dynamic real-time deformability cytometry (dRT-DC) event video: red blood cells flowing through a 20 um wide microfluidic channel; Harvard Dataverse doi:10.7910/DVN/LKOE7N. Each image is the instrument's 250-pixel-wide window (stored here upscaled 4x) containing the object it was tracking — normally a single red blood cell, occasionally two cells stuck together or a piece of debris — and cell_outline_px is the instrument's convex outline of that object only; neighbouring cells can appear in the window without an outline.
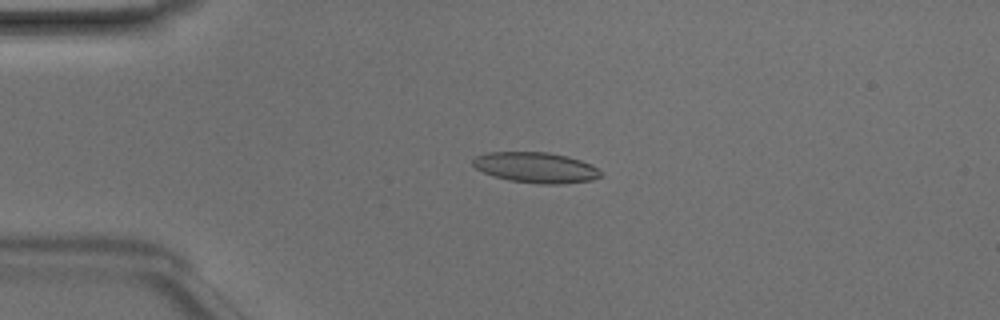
{"species": "Egyptian fruit bat (a non-hibernating species)", "species_latin": "Rousettus aegyptiacus", "temperature_condition": "room temperature", "stored_images_in_passage": 49, "camera_frame_rate_fps": 3000, "um_per_image_px": 0.085, "animal": {"sex": "male"}, "frame": {"image": 1, "passage_image": 12, "time_ms": 3.667, "image_size_px": [1000, 320], "cell_outline_px": [[600, 176], [592, 180], [560, 184], [540, 184], [508, 180], [492, 176], [476, 168], [472, 164], [472, 160], [476, 156], [488, 152], [548, 152], [568, 156], [592, 164], [600, 172]], "centroid_in_image_um": [45.53, 14.24], "position_along_channel_um": 39.5, "area_um2": 22.77}}
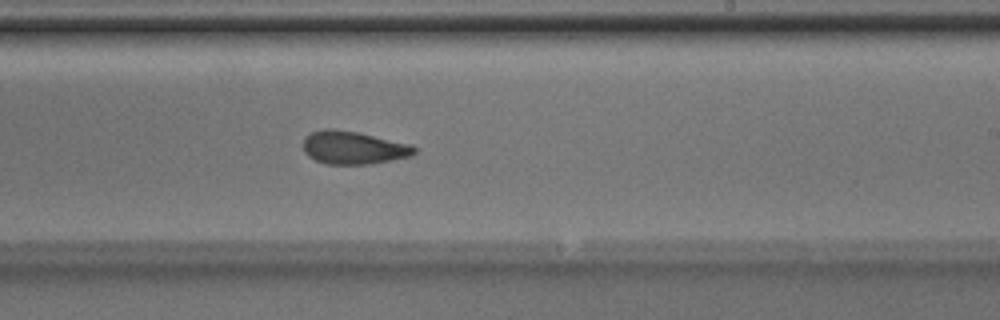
{"frame": {"image": 2, "passage_image": 30, "time_ms": 9.667, "image_size_px": [1000, 320], "cell_outline_px": [[416, 152], [412, 156], [372, 164], [324, 164], [308, 156], [304, 152], [304, 136], [312, 132], [324, 128], [332, 128], [356, 132], [412, 144], [416, 148]], "centroid_in_image_um": [30.04, 12.55], "position_along_channel_um": 259.0, "area_um2": 21.5}}
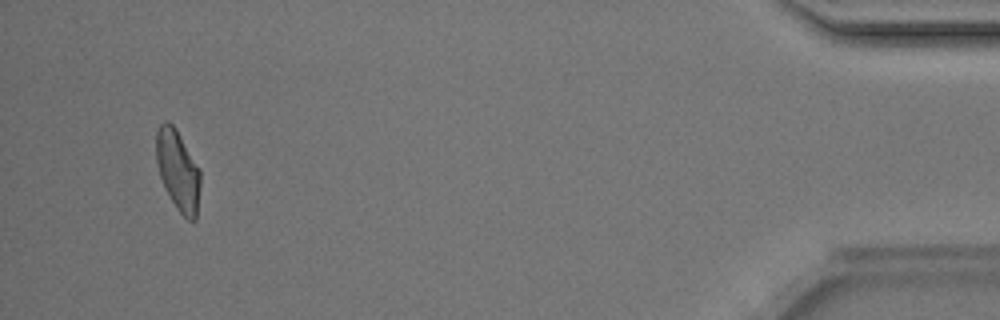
{"frame": {"image": 3, "passage_image": 47, "time_ms": 15.333, "image_size_px": [1000, 320], "cell_outline_px": [[200, 184], [196, 220], [188, 220], [176, 208], [160, 176], [156, 160], [156, 132], [160, 124], [164, 120], [168, 120], [176, 128], [200, 168]], "centroid_in_image_um": [15.13, 14.44], "position_along_channel_um": 420.1, "area_um2": 20.63}, "authors_computed_cell_mechanics": {"area_um2": 21.9062, "velocity_mm_per_s": 4.1729, "shape_relaxation_time_tau1_ms": 3.5811, "shape_relaxation_time_tau2_ms": 2.0046, "deformation_change_tau1": 0.1292, "deformation_change_tau2": 0.0949}}